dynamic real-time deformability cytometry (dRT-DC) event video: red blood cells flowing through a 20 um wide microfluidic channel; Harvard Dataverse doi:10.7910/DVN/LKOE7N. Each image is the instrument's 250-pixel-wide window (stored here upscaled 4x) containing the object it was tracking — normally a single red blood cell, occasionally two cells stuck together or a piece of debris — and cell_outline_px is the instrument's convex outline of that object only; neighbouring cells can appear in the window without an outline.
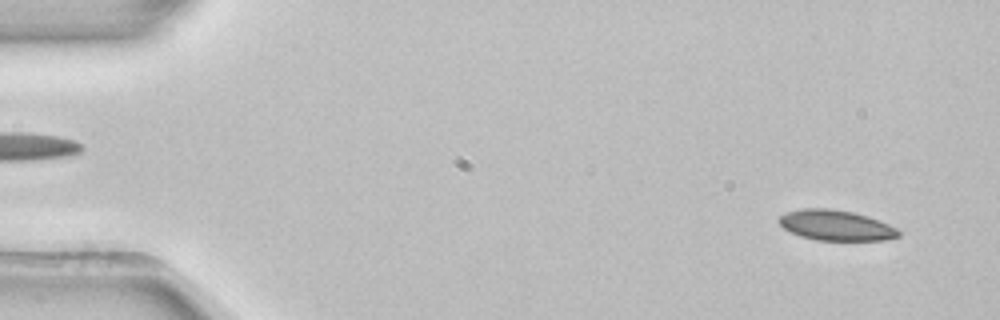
{"species": "common noctule bat (a hibernating species)", "species_latin": "Nyctalus noctula", "temperature_condition": "room temperature", "stored_images_in_passage": 52, "camera_frame_rate_fps": 3000, "um_per_image_px": 0.085, "animal": {"sex": "female", "body_mass_g": 22.7, "forearm_length_mm": 54.2}, "frame": {"image": 1, "passage_image": 3, "time_ms": 0.667, "image_size_px": [1000, 320], "cell_outline_px": [[900, 236], [884, 240], [816, 240], [800, 236], [784, 228], [776, 220], [780, 216], [788, 212], [804, 208], [828, 208], [852, 212], [868, 216], [888, 224], [896, 228], [900, 232]], "centroid_in_image_um": [71.05, 19.15], "position_along_channel_um": 14.0, "area_um2": 21.04}}
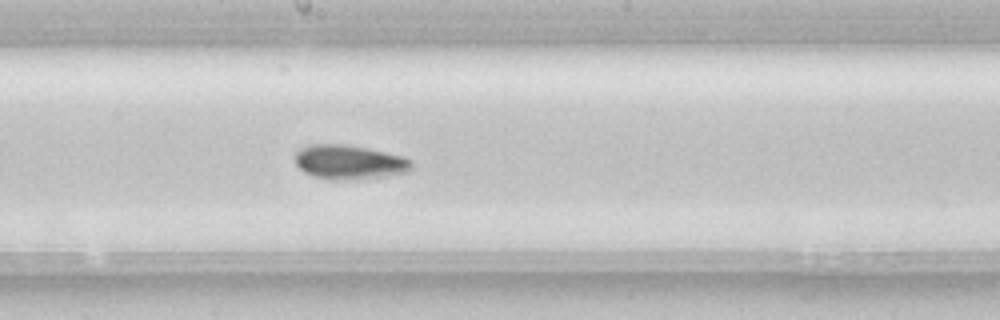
{"frame": {"image": 2, "passage_image": 28, "time_ms": 9.0, "image_size_px": [1000, 320], "cell_outline_px": [[412, 168], [408, 172], [356, 180], [348, 180], [312, 176], [304, 172], [296, 164], [296, 152], [300, 148], [308, 144], [344, 144], [404, 156], [412, 160]], "centroid_in_image_um": [29.69, 13.77], "position_along_channel_um": 218.5, "area_um2": 23.12}}
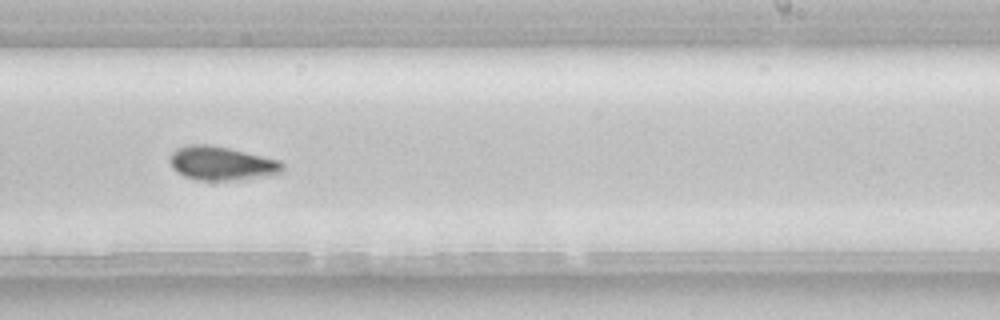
{"frame": {"image": 3, "passage_image": 32, "time_ms": 10.333, "image_size_px": [1000, 320], "cell_outline_px": [[284, 172], [228, 180], [196, 180], [184, 176], [176, 172], [172, 168], [168, 160], [168, 156], [176, 148], [188, 144], [212, 144], [280, 160], [284, 164]], "centroid_in_image_um": [18.75, 13.86], "position_along_channel_um": 270.2, "area_um2": 22.2}, "authors_computed_cell_mechanics": {"area_um2": 22.0507, "velocity_mm_per_s": 3.9042, "shape_relaxation_time_tau1_ms": 9.6328, "shape_relaxation_time_tau2_ms": 6.8968, "deformation_change_tau1": 0.1399, "deformation_change_tau2": 0.1166}}